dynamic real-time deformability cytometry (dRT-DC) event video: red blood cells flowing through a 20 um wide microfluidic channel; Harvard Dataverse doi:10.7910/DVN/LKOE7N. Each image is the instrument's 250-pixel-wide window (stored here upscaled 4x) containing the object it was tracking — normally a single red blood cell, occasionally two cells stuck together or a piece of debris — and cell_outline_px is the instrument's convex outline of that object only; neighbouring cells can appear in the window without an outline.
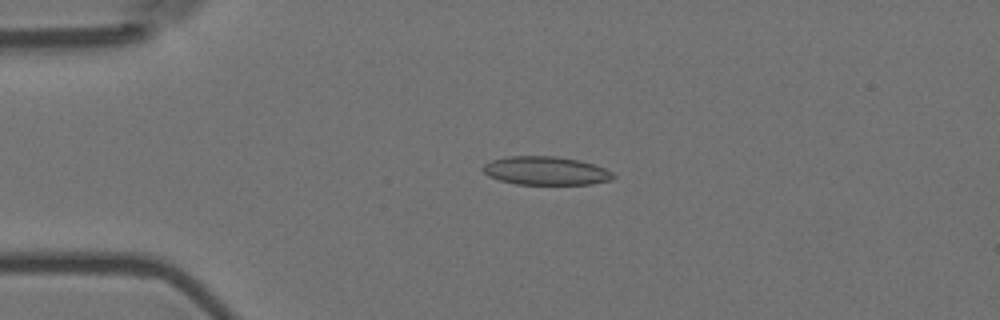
{"species": "Egyptian fruit bat (a non-hibernating species)", "species_latin": "Rousettus aegyptiacus", "temperature_condition": "room temperature", "stored_images_in_passage": 56, "camera_frame_rate_fps": 3000, "um_per_image_px": 0.085, "animal": {"sex": "female"}, "frame": {"image": 1, "passage_image": 13, "time_ms": 4.0, "image_size_px": [1000, 320], "cell_outline_px": [[616, 176], [612, 180], [592, 184], [516, 184], [500, 180], [488, 176], [480, 168], [484, 164], [492, 160], [508, 156], [556, 156], [580, 160], [604, 168], [612, 172]], "centroid_in_image_um": [46.39, 14.51], "position_along_channel_um": 38.6, "area_um2": 21.68}}
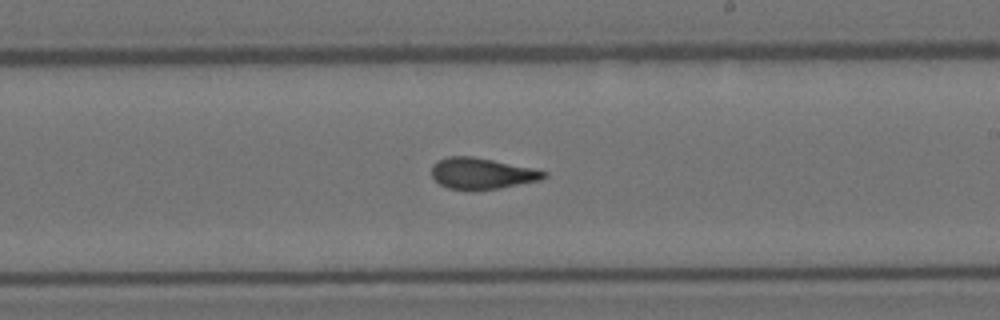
{"frame": {"image": 2, "passage_image": 33, "time_ms": 10.667, "image_size_px": [1000, 320], "cell_outline_px": [[548, 176], [540, 180], [500, 188], [472, 192], [468, 192], [448, 188], [440, 184], [432, 176], [432, 164], [436, 160], [448, 156], [472, 156], [536, 168], [548, 172]], "centroid_in_image_um": [40.96, 14.76], "position_along_channel_um": 248.0, "area_um2": 20.98}}
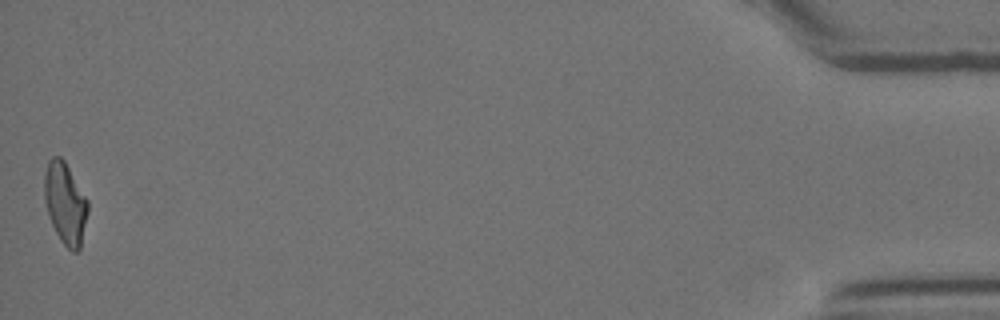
{"frame": {"image": 3, "passage_image": 56, "time_ms": 18.333, "image_size_px": [1000, 320], "cell_outline_px": [[88, 212], [80, 248], [76, 252], [72, 252], [60, 240], [52, 224], [44, 200], [44, 172], [48, 160], [52, 156], [60, 156], [64, 160], [88, 200]], "centroid_in_image_um": [5.54, 17.26], "position_along_channel_um": 429.7, "area_um2": 20.63}, "authors_computed_cell_mechanics": {"area_um2": 20.9525, "velocity_mm_per_s": 3.6093, "shape_relaxation_time_tau1_ms": 10.3662, "shape_relaxation_time_tau2_ms": 1.7238, "deformation_change_tau1": 0.233, "deformation_change_tau2": 0.0925}}